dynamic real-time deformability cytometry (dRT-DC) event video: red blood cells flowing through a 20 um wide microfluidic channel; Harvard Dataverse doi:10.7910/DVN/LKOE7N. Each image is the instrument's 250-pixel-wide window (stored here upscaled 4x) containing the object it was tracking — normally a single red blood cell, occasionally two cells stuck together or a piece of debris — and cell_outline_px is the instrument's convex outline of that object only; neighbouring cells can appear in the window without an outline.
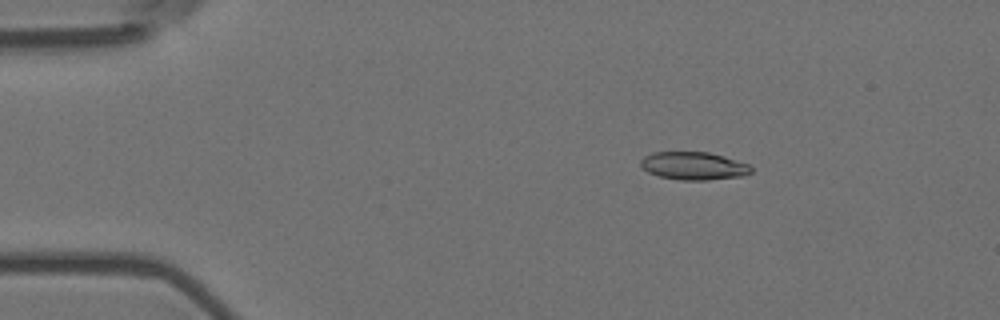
{"species": "Egyptian fruit bat (a non-hibernating species)", "species_latin": "Rousettus aegyptiacus", "temperature_condition": "room temperature", "stored_images_in_passage": 3, "camera_frame_rate_fps": 3000, "um_per_image_px": 0.085, "animal": {"sex": "female"}, "frame": {"image": 1, "passage_image": 1, "time_ms": 0.0, "image_size_px": [1000, 320], "cell_outline_px": [[752, 172], [744, 176], [708, 180], [680, 180], [660, 176], [648, 172], [640, 164], [640, 160], [644, 156], [652, 152], [708, 152], [724, 156], [748, 164], [752, 168]], "centroid_in_image_um": [58.97, 14.1], "position_along_channel_um": 26.0, "area_um2": 17.98}}